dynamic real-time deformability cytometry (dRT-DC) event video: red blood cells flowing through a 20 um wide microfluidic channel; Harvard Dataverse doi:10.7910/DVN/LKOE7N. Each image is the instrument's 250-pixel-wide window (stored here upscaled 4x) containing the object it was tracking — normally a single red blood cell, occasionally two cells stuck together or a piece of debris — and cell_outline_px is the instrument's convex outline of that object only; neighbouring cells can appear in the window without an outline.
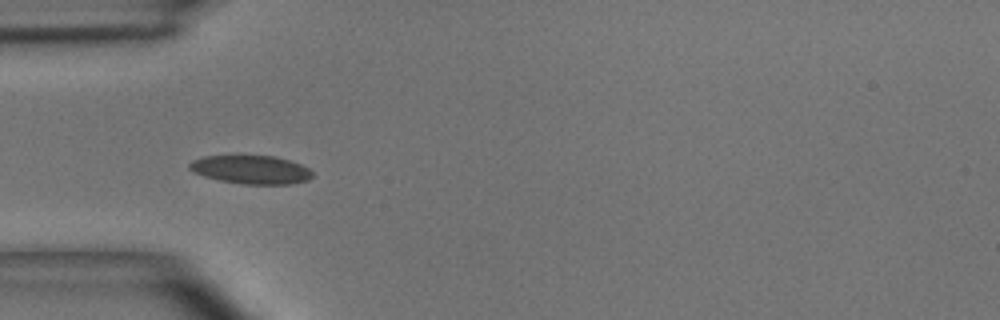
{"species": "common noctule bat (a hibernating species)", "species_latin": "Nyctalus noctula", "temperature_condition": "room temperature", "stored_images_in_passage": 11, "camera_frame_rate_fps": 3000, "um_per_image_px": 0.085, "animal": {"sex": "male", "body_mass_g": 15.6}, "frame": {"image": 1, "passage_image": 4, "time_ms": 1.0, "image_size_px": [1000, 320], "cell_outline_px": [[312, 176], [308, 180], [292, 184], [244, 184], [220, 180], [204, 176], [192, 172], [188, 168], [188, 164], [192, 160], [204, 156], [272, 156], [288, 160], [300, 164], [308, 168], [312, 172]], "centroid_in_image_um": [21.31, 14.42], "position_along_channel_um": 63.7, "area_um2": 20.29}}
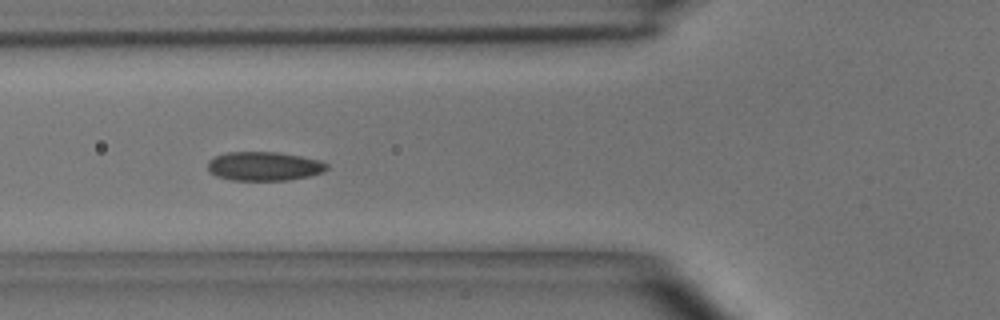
{"frame": {"image": 2, "passage_image": 7, "time_ms": 2.0, "image_size_px": [1000, 320], "cell_outline_px": [[328, 168], [324, 172], [308, 176], [288, 180], [232, 180], [216, 176], [208, 172], [208, 160], [216, 156], [228, 152], [276, 152], [300, 156], [320, 160], [328, 164]], "centroid_in_image_um": [22.44, 14.13], "position_along_channel_um": 103.4, "area_um2": 20.11}}